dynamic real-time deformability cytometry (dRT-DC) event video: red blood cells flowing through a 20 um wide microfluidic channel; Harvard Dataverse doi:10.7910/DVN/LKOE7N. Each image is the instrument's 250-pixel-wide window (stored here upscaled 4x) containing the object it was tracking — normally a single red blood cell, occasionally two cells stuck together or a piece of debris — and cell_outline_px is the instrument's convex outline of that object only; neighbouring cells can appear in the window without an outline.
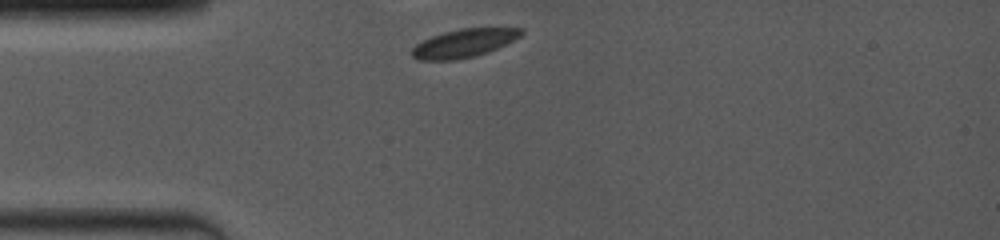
{"species": "common noctule bat (a hibernating species)", "species_latin": "Nyctalus noctula", "temperature_condition": "room temperature", "stored_images_in_passage": 4, "camera_frame_rate_fps": 4000, "um_per_image_px": 0.085, "animal": {"sex": "female", "body_mass_g": 19.0, "forearm_length_mm": 53.3}, "frame": {"image": 1, "passage_image": 1, "time_ms": 0.0, "image_size_px": [1000, 240], "cell_outline_px": [[524, 32], [520, 36], [488, 52], [476, 56], [456, 60], [420, 60], [412, 56], [408, 52], [416, 44], [432, 36], [444, 32], [460, 28], [524, 28]], "centroid_in_image_um": [39.39, 3.67], "position_along_channel_um": 45.6, "area_um2": 17.98}}